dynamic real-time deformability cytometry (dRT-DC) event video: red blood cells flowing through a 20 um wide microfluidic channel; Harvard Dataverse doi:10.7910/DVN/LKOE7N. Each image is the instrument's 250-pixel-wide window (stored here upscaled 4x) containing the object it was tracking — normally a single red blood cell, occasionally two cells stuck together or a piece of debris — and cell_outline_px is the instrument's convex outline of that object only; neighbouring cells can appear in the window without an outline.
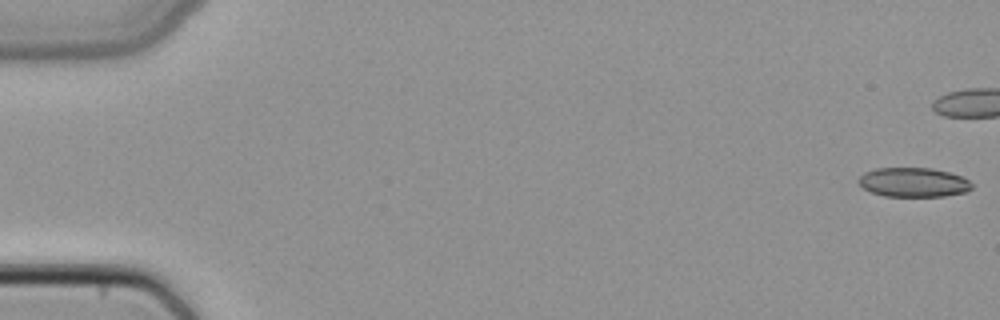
{"species": "common noctule bat (a hibernating species)", "species_latin": "Nyctalus noctula", "temperature_condition": "cold", "stored_images_in_passage": 5, "camera_frame_rate_fps": 3000, "um_per_image_px": 0.085, "animal": {"sex": "female", "body_mass_g": 22.7, "forearm_length_mm": 54.2}, "frame": {"image": 1, "passage_image": 1, "time_ms": 0.0, "image_size_px": [1000, 320], "cell_outline_px": [[972, 188], [968, 192], [944, 196], [884, 196], [872, 192], [864, 188], [856, 180], [864, 172], [876, 168], [932, 168], [948, 172], [960, 176], [968, 180], [972, 184]], "centroid_in_image_um": [77.64, 15.49], "position_along_channel_um": 7.4, "area_um2": 19.36}}